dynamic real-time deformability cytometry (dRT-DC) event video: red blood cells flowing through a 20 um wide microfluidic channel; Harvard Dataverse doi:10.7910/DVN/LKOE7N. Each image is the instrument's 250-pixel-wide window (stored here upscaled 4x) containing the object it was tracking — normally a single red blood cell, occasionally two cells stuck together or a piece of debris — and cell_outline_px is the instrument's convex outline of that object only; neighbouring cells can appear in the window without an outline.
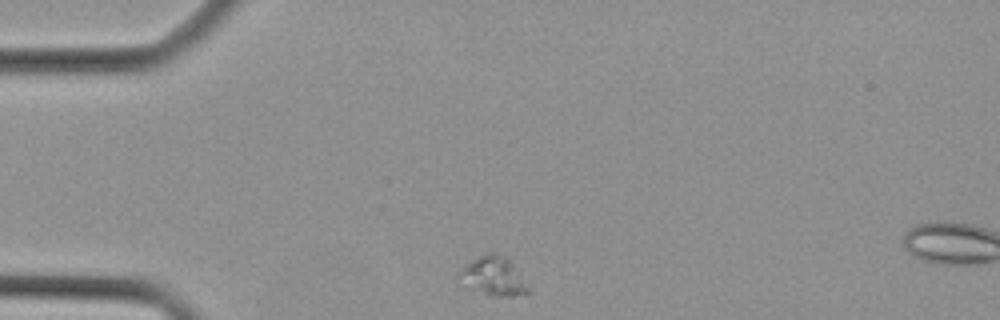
{"species": "Egyptian fruit bat (a non-hibernating species)", "species_latin": "Rousettus aegyptiacus", "temperature_condition": "cold", "stored_images_in_passage": 4, "camera_frame_rate_fps": 3000, "um_per_image_px": 0.085, "animal": {"sex": "female"}, "frame": {"image": 1, "passage_image": 1, "time_ms": 0.0, "image_size_px": [1000, 320], "cell_outline_px": [[532, 292], [516, 296], [492, 296], [468, 288], [452, 280], [456, 272], [472, 260], [484, 252], [496, 252], [504, 256], [532, 284]], "centroid_in_image_um": [41.92, 23.49], "position_along_channel_um": 43.1, "area_um2": 16.7}}